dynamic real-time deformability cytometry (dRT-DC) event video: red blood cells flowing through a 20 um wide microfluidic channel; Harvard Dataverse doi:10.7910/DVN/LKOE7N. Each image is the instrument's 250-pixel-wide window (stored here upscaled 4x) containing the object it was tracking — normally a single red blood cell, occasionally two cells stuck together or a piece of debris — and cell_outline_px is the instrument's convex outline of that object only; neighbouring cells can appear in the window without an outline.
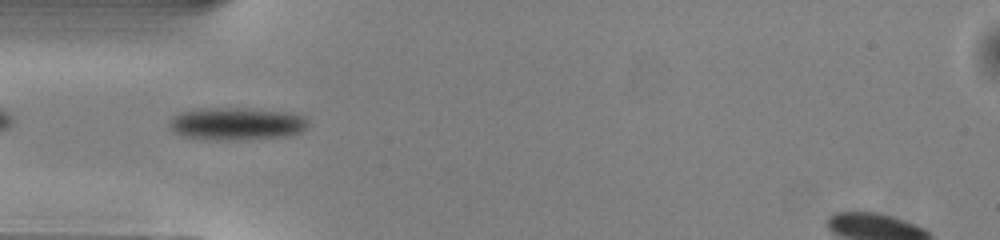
{"species": "common noctule bat (a hibernating species)", "species_latin": "Nyctalus noctula", "temperature_condition": "warm", "stored_images_in_passage": 37, "camera_frame_rate_fps": 3000, "um_per_image_px": 0.085, "animal": {"sex": "male", "body_mass_g": 13.0, "forearm_length_mm": 53.1}, "frame": {"image": 1, "passage_image": 2, "time_ms": 0.333, "image_size_px": [1000, 240], "cell_outline_px": [[308, 124], [300, 132], [288, 136], [236, 140], [216, 140], [180, 136], [172, 132], [168, 128], [168, 120], [172, 116], [184, 112], [200, 108], [252, 108], [288, 112], [304, 116], [308, 120]], "centroid_in_image_um": [20.06, 10.52], "position_along_channel_um": 64.9, "area_um2": 26.7}}
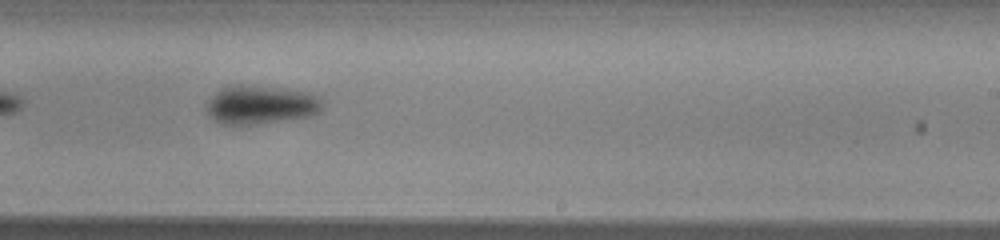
{"frame": {"image": 2, "passage_image": 17, "time_ms": 5.333, "image_size_px": [1000, 240], "cell_outline_px": [[324, 104], [320, 112], [312, 116], [256, 124], [220, 124], [208, 116], [208, 100], [216, 92], [224, 88], [236, 84], [244, 84], [308, 92], [316, 96]], "centroid_in_image_um": [22.17, 8.91], "position_along_channel_um": 266.8, "area_um2": 25.95}}
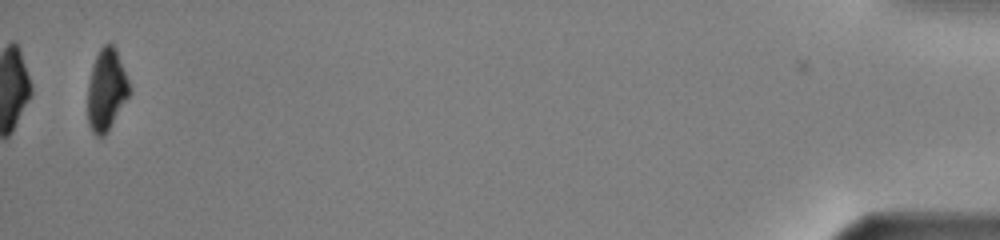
{"frame": {"image": 3, "passage_image": 36, "time_ms": 11.667, "image_size_px": [1000, 240], "cell_outline_px": [[128, 96], [104, 136], [96, 136], [92, 132], [88, 124], [88, 84], [92, 68], [96, 56], [100, 48], [104, 44], [112, 44], [116, 48], [128, 80]], "centroid_in_image_um": [9.02, 7.63], "position_along_channel_um": 426.2, "area_um2": 19.31}}